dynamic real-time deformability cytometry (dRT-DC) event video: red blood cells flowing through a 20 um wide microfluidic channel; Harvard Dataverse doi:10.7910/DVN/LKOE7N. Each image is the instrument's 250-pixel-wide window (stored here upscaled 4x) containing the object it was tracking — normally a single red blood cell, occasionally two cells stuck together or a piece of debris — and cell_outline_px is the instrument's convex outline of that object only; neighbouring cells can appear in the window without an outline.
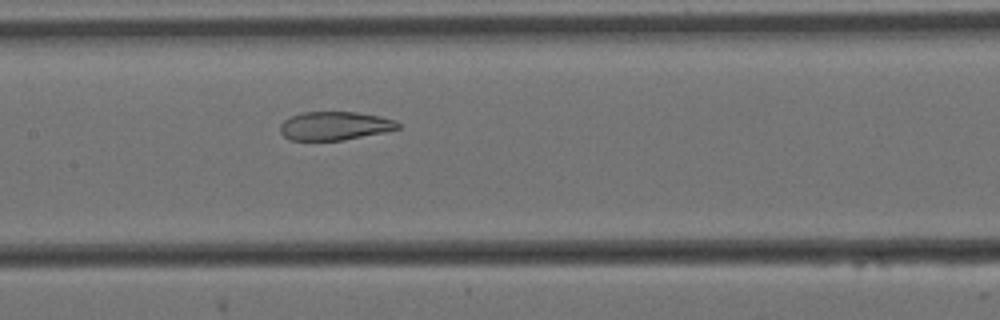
{"species": "Egyptian fruit bat (a non-hibernating species)", "species_latin": "Rousettus aegyptiacus", "temperature_condition": "cold", "stored_images_in_passage": 5, "segment_of_instrument_passage": [1, 2], "camera_frame_rate_fps": 3000, "um_per_image_px": 0.085, "animal": {"sex": "female"}, "frame": {"image": 1, "passage_image": 4, "time_ms": 1.0, "image_size_px": [1000, 320], "cell_outline_px": [[400, 128], [384, 132], [340, 140], [288, 140], [280, 132], [280, 124], [284, 120], [292, 116], [304, 112], [356, 112], [380, 116], [396, 120], [400, 124]], "centroid_in_image_um": [28.45, 10.69], "position_along_channel_um": 179.0, "area_um2": 19.48}}